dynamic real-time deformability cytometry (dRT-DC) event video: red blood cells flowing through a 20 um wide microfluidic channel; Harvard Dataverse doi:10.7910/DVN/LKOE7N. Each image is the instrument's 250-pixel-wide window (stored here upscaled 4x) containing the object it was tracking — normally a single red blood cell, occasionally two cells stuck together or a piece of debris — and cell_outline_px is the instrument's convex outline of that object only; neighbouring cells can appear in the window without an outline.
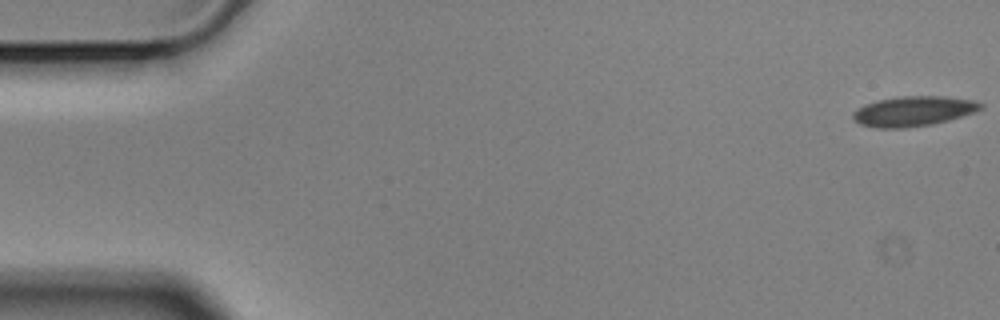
{"species": "Egyptian fruit bat (a non-hibernating species)", "species_latin": "Rousettus aegyptiacus", "temperature_condition": "cold", "stored_images_in_passage": 57, "camera_frame_rate_fps": 3000, "um_per_image_px": 0.085, "animal": {"sex": "male"}, "frame": {"image": 1, "passage_image": 1, "time_ms": 0.0, "image_size_px": [1000, 320], "cell_outline_px": [[984, 108], [948, 120], [932, 124], [904, 128], [876, 128], [860, 124], [852, 116], [852, 112], [856, 108], [864, 104], [876, 100], [896, 96], [944, 96], [976, 100], [984, 104]], "centroid_in_image_um": [77.62, 9.43], "position_along_channel_um": 7.4, "area_um2": 22.48}}
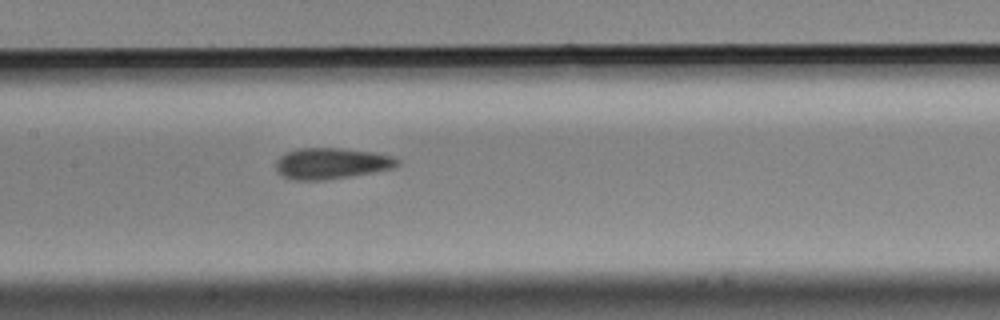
{"frame": {"image": 2, "passage_image": 27, "time_ms": 8.667, "image_size_px": [1000, 320], "cell_outline_px": [[400, 164], [392, 168], [372, 172], [348, 176], [320, 180], [296, 180], [284, 176], [276, 172], [276, 160], [280, 156], [288, 152], [300, 148], [340, 148], [372, 152], [392, 156], [400, 160]], "centroid_in_image_um": [28.16, 13.88], "position_along_channel_um": 179.2, "area_um2": 21.73}}
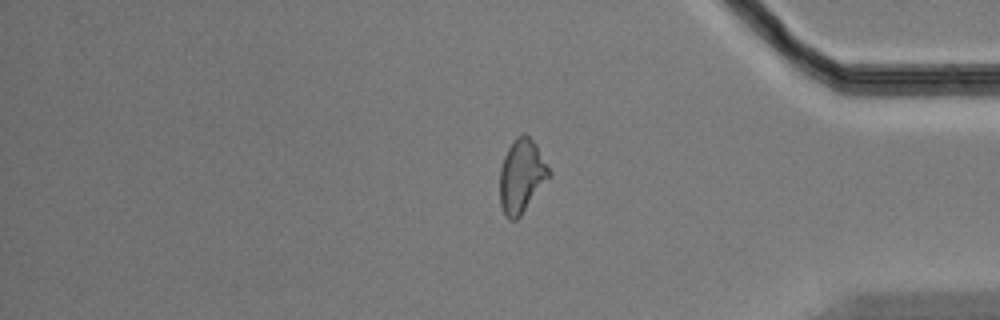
{"frame": {"image": 3, "passage_image": 47, "time_ms": 15.333, "image_size_px": [1000, 320], "cell_outline_px": [[552, 176], [520, 216], [516, 220], [508, 220], [500, 204], [500, 168], [504, 156], [508, 148], [516, 136], [524, 132], [536, 144], [552, 172]], "centroid_in_image_um": [44.36, 14.96], "position_along_channel_um": 390.8, "area_um2": 21.33}, "authors_computed_cell_mechanics": {"area_um2": 21.5016, "velocity_mm_per_s": 3.5202, "shape_relaxation_time_tau1_ms": null, "shape_relaxation_time_tau2_ms": 3.5911, "deformation_change_tau1": null, "deformation_change_tau2": 0.0923}}